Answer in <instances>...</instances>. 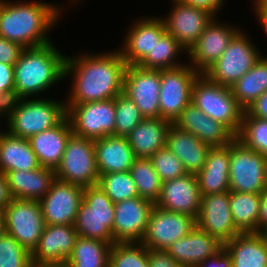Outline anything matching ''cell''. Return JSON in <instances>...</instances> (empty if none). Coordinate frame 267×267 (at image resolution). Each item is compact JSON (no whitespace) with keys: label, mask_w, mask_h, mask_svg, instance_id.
<instances>
[{"label":"cell","mask_w":267,"mask_h":267,"mask_svg":"<svg viewBox=\"0 0 267 267\" xmlns=\"http://www.w3.org/2000/svg\"><path fill=\"white\" fill-rule=\"evenodd\" d=\"M127 64L120 50L66 56L65 78L72 76L66 105L114 99L123 92Z\"/></svg>","instance_id":"cell-1"},{"label":"cell","mask_w":267,"mask_h":267,"mask_svg":"<svg viewBox=\"0 0 267 267\" xmlns=\"http://www.w3.org/2000/svg\"><path fill=\"white\" fill-rule=\"evenodd\" d=\"M57 4L42 1L2 0L0 4V36L24 48L51 42L49 31L60 20Z\"/></svg>","instance_id":"cell-2"},{"label":"cell","mask_w":267,"mask_h":267,"mask_svg":"<svg viewBox=\"0 0 267 267\" xmlns=\"http://www.w3.org/2000/svg\"><path fill=\"white\" fill-rule=\"evenodd\" d=\"M66 55L53 42L25 48L14 64V82L22 98H35L65 79Z\"/></svg>","instance_id":"cell-3"},{"label":"cell","mask_w":267,"mask_h":267,"mask_svg":"<svg viewBox=\"0 0 267 267\" xmlns=\"http://www.w3.org/2000/svg\"><path fill=\"white\" fill-rule=\"evenodd\" d=\"M191 103L237 136L245 110L233 96L230 87L212 82L201 73L193 84Z\"/></svg>","instance_id":"cell-4"},{"label":"cell","mask_w":267,"mask_h":267,"mask_svg":"<svg viewBox=\"0 0 267 267\" xmlns=\"http://www.w3.org/2000/svg\"><path fill=\"white\" fill-rule=\"evenodd\" d=\"M67 116L66 102L46 98H22L7 121V131L14 136L29 139L53 128Z\"/></svg>","instance_id":"cell-5"},{"label":"cell","mask_w":267,"mask_h":267,"mask_svg":"<svg viewBox=\"0 0 267 267\" xmlns=\"http://www.w3.org/2000/svg\"><path fill=\"white\" fill-rule=\"evenodd\" d=\"M114 203L99 184L84 187L83 201L74 227L80 237L98 239L113 245Z\"/></svg>","instance_id":"cell-6"},{"label":"cell","mask_w":267,"mask_h":267,"mask_svg":"<svg viewBox=\"0 0 267 267\" xmlns=\"http://www.w3.org/2000/svg\"><path fill=\"white\" fill-rule=\"evenodd\" d=\"M230 191L261 194L267 190V156L245 147L236 138L230 143Z\"/></svg>","instance_id":"cell-7"},{"label":"cell","mask_w":267,"mask_h":267,"mask_svg":"<svg viewBox=\"0 0 267 267\" xmlns=\"http://www.w3.org/2000/svg\"><path fill=\"white\" fill-rule=\"evenodd\" d=\"M56 179L82 187L99 183V170L94 140L72 134L68 139L60 164L55 169Z\"/></svg>","instance_id":"cell-8"},{"label":"cell","mask_w":267,"mask_h":267,"mask_svg":"<svg viewBox=\"0 0 267 267\" xmlns=\"http://www.w3.org/2000/svg\"><path fill=\"white\" fill-rule=\"evenodd\" d=\"M243 32L240 30L234 36L221 57L203 73L212 82L231 87L262 56L256 45H253L254 43Z\"/></svg>","instance_id":"cell-9"},{"label":"cell","mask_w":267,"mask_h":267,"mask_svg":"<svg viewBox=\"0 0 267 267\" xmlns=\"http://www.w3.org/2000/svg\"><path fill=\"white\" fill-rule=\"evenodd\" d=\"M66 109L74 135L93 140L115 136V98L66 105Z\"/></svg>","instance_id":"cell-10"},{"label":"cell","mask_w":267,"mask_h":267,"mask_svg":"<svg viewBox=\"0 0 267 267\" xmlns=\"http://www.w3.org/2000/svg\"><path fill=\"white\" fill-rule=\"evenodd\" d=\"M200 74L189 63L160 70L161 118L172 123L176 121L183 109L191 103L193 84Z\"/></svg>","instance_id":"cell-11"},{"label":"cell","mask_w":267,"mask_h":267,"mask_svg":"<svg viewBox=\"0 0 267 267\" xmlns=\"http://www.w3.org/2000/svg\"><path fill=\"white\" fill-rule=\"evenodd\" d=\"M2 212L6 233L32 253L45 227L39 201L12 198Z\"/></svg>","instance_id":"cell-12"},{"label":"cell","mask_w":267,"mask_h":267,"mask_svg":"<svg viewBox=\"0 0 267 267\" xmlns=\"http://www.w3.org/2000/svg\"><path fill=\"white\" fill-rule=\"evenodd\" d=\"M196 226V218L154 205L141 243L147 249L166 250Z\"/></svg>","instance_id":"cell-13"},{"label":"cell","mask_w":267,"mask_h":267,"mask_svg":"<svg viewBox=\"0 0 267 267\" xmlns=\"http://www.w3.org/2000/svg\"><path fill=\"white\" fill-rule=\"evenodd\" d=\"M123 93L135 103L144 118H161L160 70L127 65Z\"/></svg>","instance_id":"cell-14"},{"label":"cell","mask_w":267,"mask_h":267,"mask_svg":"<svg viewBox=\"0 0 267 267\" xmlns=\"http://www.w3.org/2000/svg\"><path fill=\"white\" fill-rule=\"evenodd\" d=\"M83 195L84 187L55 179L39 200L45 225H74Z\"/></svg>","instance_id":"cell-15"},{"label":"cell","mask_w":267,"mask_h":267,"mask_svg":"<svg viewBox=\"0 0 267 267\" xmlns=\"http://www.w3.org/2000/svg\"><path fill=\"white\" fill-rule=\"evenodd\" d=\"M172 4L170 13L162 18L166 31L188 51L215 15L182 0H172Z\"/></svg>","instance_id":"cell-16"},{"label":"cell","mask_w":267,"mask_h":267,"mask_svg":"<svg viewBox=\"0 0 267 267\" xmlns=\"http://www.w3.org/2000/svg\"><path fill=\"white\" fill-rule=\"evenodd\" d=\"M154 205L151 201L141 197L114 203V242H141Z\"/></svg>","instance_id":"cell-17"},{"label":"cell","mask_w":267,"mask_h":267,"mask_svg":"<svg viewBox=\"0 0 267 267\" xmlns=\"http://www.w3.org/2000/svg\"><path fill=\"white\" fill-rule=\"evenodd\" d=\"M233 25L222 24L216 17L207 25L200 38L187 51L190 62L196 71L204 73L215 63L240 31Z\"/></svg>","instance_id":"cell-18"},{"label":"cell","mask_w":267,"mask_h":267,"mask_svg":"<svg viewBox=\"0 0 267 267\" xmlns=\"http://www.w3.org/2000/svg\"><path fill=\"white\" fill-rule=\"evenodd\" d=\"M197 226L216 237L222 244L241 234L236 228L230 209V191L203 195Z\"/></svg>","instance_id":"cell-19"},{"label":"cell","mask_w":267,"mask_h":267,"mask_svg":"<svg viewBox=\"0 0 267 267\" xmlns=\"http://www.w3.org/2000/svg\"><path fill=\"white\" fill-rule=\"evenodd\" d=\"M201 193L195 174H185L162 182L161 193L155 205L172 212L198 218Z\"/></svg>","instance_id":"cell-20"},{"label":"cell","mask_w":267,"mask_h":267,"mask_svg":"<svg viewBox=\"0 0 267 267\" xmlns=\"http://www.w3.org/2000/svg\"><path fill=\"white\" fill-rule=\"evenodd\" d=\"M77 238L74 225H45L37 247L31 253L33 267L66 262Z\"/></svg>","instance_id":"cell-21"},{"label":"cell","mask_w":267,"mask_h":267,"mask_svg":"<svg viewBox=\"0 0 267 267\" xmlns=\"http://www.w3.org/2000/svg\"><path fill=\"white\" fill-rule=\"evenodd\" d=\"M130 26L119 50L127 65H138L166 32V26L159 16L139 18Z\"/></svg>","instance_id":"cell-22"},{"label":"cell","mask_w":267,"mask_h":267,"mask_svg":"<svg viewBox=\"0 0 267 267\" xmlns=\"http://www.w3.org/2000/svg\"><path fill=\"white\" fill-rule=\"evenodd\" d=\"M183 131L192 133L211 147L228 146L236 136L223 124L207 116L193 103H189L173 123Z\"/></svg>","instance_id":"cell-23"},{"label":"cell","mask_w":267,"mask_h":267,"mask_svg":"<svg viewBox=\"0 0 267 267\" xmlns=\"http://www.w3.org/2000/svg\"><path fill=\"white\" fill-rule=\"evenodd\" d=\"M223 246L216 237L196 226L186 236L172 243L166 251L181 267H196Z\"/></svg>","instance_id":"cell-24"},{"label":"cell","mask_w":267,"mask_h":267,"mask_svg":"<svg viewBox=\"0 0 267 267\" xmlns=\"http://www.w3.org/2000/svg\"><path fill=\"white\" fill-rule=\"evenodd\" d=\"M72 134V127L66 116L53 128L31 136L28 140L40 166L56 169Z\"/></svg>","instance_id":"cell-25"},{"label":"cell","mask_w":267,"mask_h":267,"mask_svg":"<svg viewBox=\"0 0 267 267\" xmlns=\"http://www.w3.org/2000/svg\"><path fill=\"white\" fill-rule=\"evenodd\" d=\"M99 175L128 172L136 157L127 137L109 135L94 140Z\"/></svg>","instance_id":"cell-26"},{"label":"cell","mask_w":267,"mask_h":267,"mask_svg":"<svg viewBox=\"0 0 267 267\" xmlns=\"http://www.w3.org/2000/svg\"><path fill=\"white\" fill-rule=\"evenodd\" d=\"M167 147L183 163L188 174H197L204 167L211 146L192 133L183 131L173 123L167 134Z\"/></svg>","instance_id":"cell-27"},{"label":"cell","mask_w":267,"mask_h":267,"mask_svg":"<svg viewBox=\"0 0 267 267\" xmlns=\"http://www.w3.org/2000/svg\"><path fill=\"white\" fill-rule=\"evenodd\" d=\"M172 122L163 118H144L127 136L136 158L150 159L167 146Z\"/></svg>","instance_id":"cell-28"},{"label":"cell","mask_w":267,"mask_h":267,"mask_svg":"<svg viewBox=\"0 0 267 267\" xmlns=\"http://www.w3.org/2000/svg\"><path fill=\"white\" fill-rule=\"evenodd\" d=\"M12 198L39 201L56 179L55 169L39 167L32 171L14 170L6 174Z\"/></svg>","instance_id":"cell-29"},{"label":"cell","mask_w":267,"mask_h":267,"mask_svg":"<svg viewBox=\"0 0 267 267\" xmlns=\"http://www.w3.org/2000/svg\"><path fill=\"white\" fill-rule=\"evenodd\" d=\"M229 162L230 144L210 148L204 167L196 174L201 196L230 191Z\"/></svg>","instance_id":"cell-30"},{"label":"cell","mask_w":267,"mask_h":267,"mask_svg":"<svg viewBox=\"0 0 267 267\" xmlns=\"http://www.w3.org/2000/svg\"><path fill=\"white\" fill-rule=\"evenodd\" d=\"M233 267H267V238L264 233H241L223 246Z\"/></svg>","instance_id":"cell-31"},{"label":"cell","mask_w":267,"mask_h":267,"mask_svg":"<svg viewBox=\"0 0 267 267\" xmlns=\"http://www.w3.org/2000/svg\"><path fill=\"white\" fill-rule=\"evenodd\" d=\"M40 166L30 142L26 138L0 131V171L5 175L9 171H32Z\"/></svg>","instance_id":"cell-32"},{"label":"cell","mask_w":267,"mask_h":267,"mask_svg":"<svg viewBox=\"0 0 267 267\" xmlns=\"http://www.w3.org/2000/svg\"><path fill=\"white\" fill-rule=\"evenodd\" d=\"M230 88L239 105L246 110L267 91V56H261L256 64Z\"/></svg>","instance_id":"cell-33"},{"label":"cell","mask_w":267,"mask_h":267,"mask_svg":"<svg viewBox=\"0 0 267 267\" xmlns=\"http://www.w3.org/2000/svg\"><path fill=\"white\" fill-rule=\"evenodd\" d=\"M261 194L230 191L233 222L241 233H259Z\"/></svg>","instance_id":"cell-34"},{"label":"cell","mask_w":267,"mask_h":267,"mask_svg":"<svg viewBox=\"0 0 267 267\" xmlns=\"http://www.w3.org/2000/svg\"><path fill=\"white\" fill-rule=\"evenodd\" d=\"M187 50L167 31L155 42L152 51L137 65L144 69H172L184 65L177 62L179 54ZM179 55V56H178ZM176 59V61H175Z\"/></svg>","instance_id":"cell-35"},{"label":"cell","mask_w":267,"mask_h":267,"mask_svg":"<svg viewBox=\"0 0 267 267\" xmlns=\"http://www.w3.org/2000/svg\"><path fill=\"white\" fill-rule=\"evenodd\" d=\"M111 247L105 241L78 236L67 262L72 267H106Z\"/></svg>","instance_id":"cell-36"},{"label":"cell","mask_w":267,"mask_h":267,"mask_svg":"<svg viewBox=\"0 0 267 267\" xmlns=\"http://www.w3.org/2000/svg\"><path fill=\"white\" fill-rule=\"evenodd\" d=\"M139 197L156 203L161 193L162 181L150 159L136 158L129 170Z\"/></svg>","instance_id":"cell-37"},{"label":"cell","mask_w":267,"mask_h":267,"mask_svg":"<svg viewBox=\"0 0 267 267\" xmlns=\"http://www.w3.org/2000/svg\"><path fill=\"white\" fill-rule=\"evenodd\" d=\"M236 139L245 147L267 156V120L253 117L245 110Z\"/></svg>","instance_id":"cell-38"},{"label":"cell","mask_w":267,"mask_h":267,"mask_svg":"<svg viewBox=\"0 0 267 267\" xmlns=\"http://www.w3.org/2000/svg\"><path fill=\"white\" fill-rule=\"evenodd\" d=\"M110 267H149L148 249L141 242L114 243Z\"/></svg>","instance_id":"cell-39"},{"label":"cell","mask_w":267,"mask_h":267,"mask_svg":"<svg viewBox=\"0 0 267 267\" xmlns=\"http://www.w3.org/2000/svg\"><path fill=\"white\" fill-rule=\"evenodd\" d=\"M99 186L113 203L139 197L130 172H112L100 175Z\"/></svg>","instance_id":"cell-40"},{"label":"cell","mask_w":267,"mask_h":267,"mask_svg":"<svg viewBox=\"0 0 267 267\" xmlns=\"http://www.w3.org/2000/svg\"><path fill=\"white\" fill-rule=\"evenodd\" d=\"M115 136L127 137L144 119L139 108L123 92L115 97Z\"/></svg>","instance_id":"cell-41"},{"label":"cell","mask_w":267,"mask_h":267,"mask_svg":"<svg viewBox=\"0 0 267 267\" xmlns=\"http://www.w3.org/2000/svg\"><path fill=\"white\" fill-rule=\"evenodd\" d=\"M0 267H33L31 253L8 233L0 238Z\"/></svg>","instance_id":"cell-42"},{"label":"cell","mask_w":267,"mask_h":267,"mask_svg":"<svg viewBox=\"0 0 267 267\" xmlns=\"http://www.w3.org/2000/svg\"><path fill=\"white\" fill-rule=\"evenodd\" d=\"M150 160L162 182L187 174L183 163L167 146L156 152Z\"/></svg>","instance_id":"cell-43"},{"label":"cell","mask_w":267,"mask_h":267,"mask_svg":"<svg viewBox=\"0 0 267 267\" xmlns=\"http://www.w3.org/2000/svg\"><path fill=\"white\" fill-rule=\"evenodd\" d=\"M25 48L0 36V62L14 65Z\"/></svg>","instance_id":"cell-44"},{"label":"cell","mask_w":267,"mask_h":267,"mask_svg":"<svg viewBox=\"0 0 267 267\" xmlns=\"http://www.w3.org/2000/svg\"><path fill=\"white\" fill-rule=\"evenodd\" d=\"M21 100L22 97L16 88L4 92L0 91V118L7 116L6 119H8L18 107Z\"/></svg>","instance_id":"cell-45"},{"label":"cell","mask_w":267,"mask_h":267,"mask_svg":"<svg viewBox=\"0 0 267 267\" xmlns=\"http://www.w3.org/2000/svg\"><path fill=\"white\" fill-rule=\"evenodd\" d=\"M149 267H181L166 250L148 249Z\"/></svg>","instance_id":"cell-46"},{"label":"cell","mask_w":267,"mask_h":267,"mask_svg":"<svg viewBox=\"0 0 267 267\" xmlns=\"http://www.w3.org/2000/svg\"><path fill=\"white\" fill-rule=\"evenodd\" d=\"M196 267H233L230 254L223 247L212 257L200 262Z\"/></svg>","instance_id":"cell-47"},{"label":"cell","mask_w":267,"mask_h":267,"mask_svg":"<svg viewBox=\"0 0 267 267\" xmlns=\"http://www.w3.org/2000/svg\"><path fill=\"white\" fill-rule=\"evenodd\" d=\"M14 88V65L0 62V91L4 92Z\"/></svg>","instance_id":"cell-48"},{"label":"cell","mask_w":267,"mask_h":267,"mask_svg":"<svg viewBox=\"0 0 267 267\" xmlns=\"http://www.w3.org/2000/svg\"><path fill=\"white\" fill-rule=\"evenodd\" d=\"M246 111L253 117L267 120V91L258 97Z\"/></svg>","instance_id":"cell-49"},{"label":"cell","mask_w":267,"mask_h":267,"mask_svg":"<svg viewBox=\"0 0 267 267\" xmlns=\"http://www.w3.org/2000/svg\"><path fill=\"white\" fill-rule=\"evenodd\" d=\"M186 4L192 5L204 9L206 11L212 12L215 16L221 10L224 5V0H182Z\"/></svg>","instance_id":"cell-50"},{"label":"cell","mask_w":267,"mask_h":267,"mask_svg":"<svg viewBox=\"0 0 267 267\" xmlns=\"http://www.w3.org/2000/svg\"><path fill=\"white\" fill-rule=\"evenodd\" d=\"M12 200L9 192L6 175L0 171V211H2Z\"/></svg>","instance_id":"cell-51"},{"label":"cell","mask_w":267,"mask_h":267,"mask_svg":"<svg viewBox=\"0 0 267 267\" xmlns=\"http://www.w3.org/2000/svg\"><path fill=\"white\" fill-rule=\"evenodd\" d=\"M266 230H267V190L261 193L259 233H264Z\"/></svg>","instance_id":"cell-52"},{"label":"cell","mask_w":267,"mask_h":267,"mask_svg":"<svg viewBox=\"0 0 267 267\" xmlns=\"http://www.w3.org/2000/svg\"><path fill=\"white\" fill-rule=\"evenodd\" d=\"M254 11L256 13L257 21H259V24L261 28L265 31V34H267V10H258L256 7H254Z\"/></svg>","instance_id":"cell-53"},{"label":"cell","mask_w":267,"mask_h":267,"mask_svg":"<svg viewBox=\"0 0 267 267\" xmlns=\"http://www.w3.org/2000/svg\"><path fill=\"white\" fill-rule=\"evenodd\" d=\"M253 4L258 10H267V0H254Z\"/></svg>","instance_id":"cell-54"},{"label":"cell","mask_w":267,"mask_h":267,"mask_svg":"<svg viewBox=\"0 0 267 267\" xmlns=\"http://www.w3.org/2000/svg\"><path fill=\"white\" fill-rule=\"evenodd\" d=\"M6 233L5 231V220H4V215L3 212L0 211V238Z\"/></svg>","instance_id":"cell-55"},{"label":"cell","mask_w":267,"mask_h":267,"mask_svg":"<svg viewBox=\"0 0 267 267\" xmlns=\"http://www.w3.org/2000/svg\"><path fill=\"white\" fill-rule=\"evenodd\" d=\"M39 267H72L67 261L63 263H51Z\"/></svg>","instance_id":"cell-56"},{"label":"cell","mask_w":267,"mask_h":267,"mask_svg":"<svg viewBox=\"0 0 267 267\" xmlns=\"http://www.w3.org/2000/svg\"><path fill=\"white\" fill-rule=\"evenodd\" d=\"M70 1H71V3H72V2H73V3H74V2H75V3H76V2H77V3L79 2V0H70ZM80 1H81V0H80Z\"/></svg>","instance_id":"cell-57"}]
</instances>
